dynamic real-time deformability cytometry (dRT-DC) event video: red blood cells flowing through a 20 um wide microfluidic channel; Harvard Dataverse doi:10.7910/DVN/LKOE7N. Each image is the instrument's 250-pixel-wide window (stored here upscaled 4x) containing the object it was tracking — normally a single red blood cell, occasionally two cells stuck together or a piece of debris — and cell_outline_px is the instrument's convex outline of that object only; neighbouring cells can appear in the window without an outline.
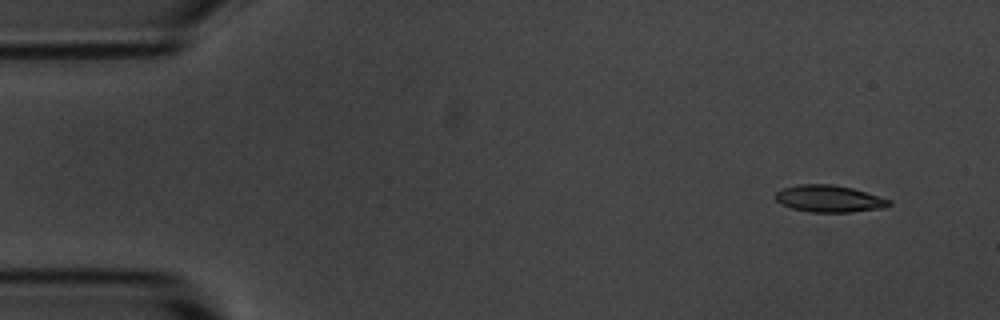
{"species": "common noctule bat (a hibernating species)", "species_latin": "Nyctalus noctula", "temperature_condition": "room temperature", "stored_images_in_passage": 7, "camera_frame_rate_fps": 3000, "um_per_image_px": 0.085, "animal": {"sex": "male", "body_mass_g": 20.1, "forearm_length_mm": 53.5}, "frame": {"image": 1, "passage_image": 1, "time_ms": 0.0, "image_size_px": [1000, 320], "cell_outline_px": [[892, 204], [880, 208], [852, 212], [812, 212], [792, 208], [780, 204], [776, 200], [776, 192], [784, 188], [796, 184], [832, 184], [852, 188], [892, 200]], "centroid_in_image_um": [70.47, 16.88], "position_along_channel_um": 14.5, "area_um2": 17.74}}
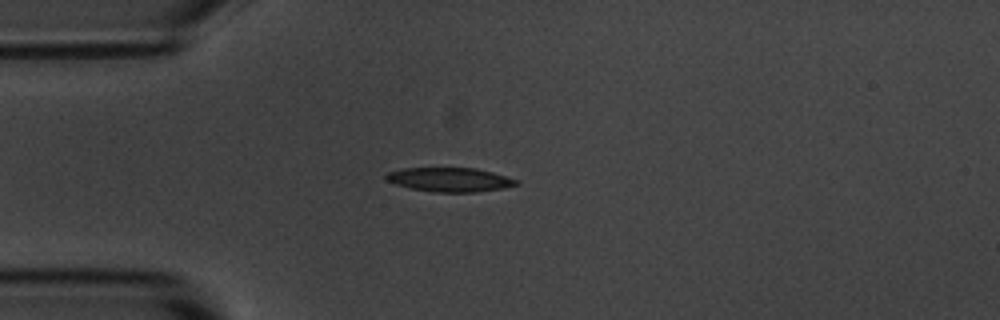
{"frame": {"image": 2, "passage_image": 4, "time_ms": 3.333, "image_size_px": [1000, 320], "cell_outline_px": [[520, 184], [504, 188], [476, 192], [432, 192], [412, 188], [396, 184], [384, 180], [384, 176], [388, 172], [404, 168], [476, 168], [492, 172], [520, 180]], "centroid_in_image_um": [38.25, 15.27], "position_along_channel_um": 46.7, "area_um2": 18.38}}
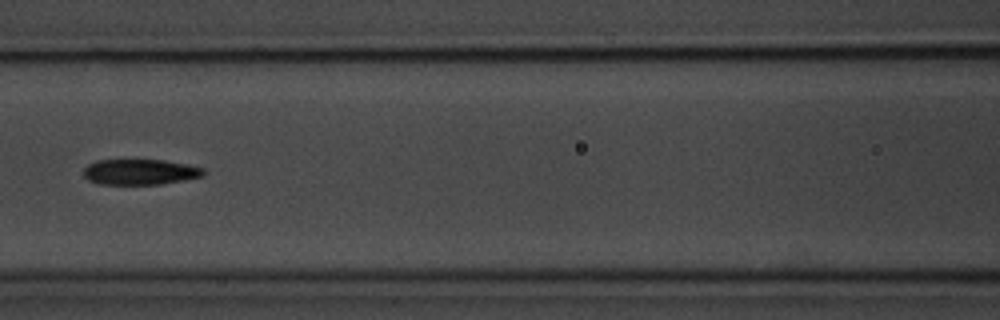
{"frame": {"image": 3, "passage_image": 7, "time_ms": 6.667, "image_size_px": [1000, 320], "cell_outline_px": [[204, 176], [184, 180], [160, 184], [100, 184], [88, 180], [84, 176], [84, 168], [88, 164], [96, 160], [164, 160], [188, 164], [204, 168]], "centroid_in_image_um": [11.91, 14.61], "position_along_channel_um": 154.7, "area_um2": 17.92}}